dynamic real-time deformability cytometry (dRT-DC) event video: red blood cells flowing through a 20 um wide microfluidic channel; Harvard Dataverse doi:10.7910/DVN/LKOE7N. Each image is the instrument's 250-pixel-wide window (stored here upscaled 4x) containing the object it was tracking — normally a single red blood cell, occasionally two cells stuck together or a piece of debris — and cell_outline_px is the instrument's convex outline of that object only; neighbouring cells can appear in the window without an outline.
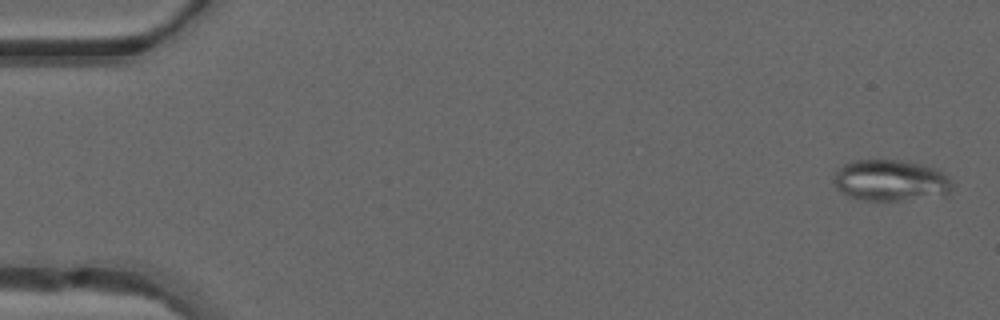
{"species": "common noctule bat (a hibernating species)", "species_latin": "Nyctalus noctula", "temperature_condition": "warm", "stored_images_in_passage": 49, "camera_frame_rate_fps": 3000, "um_per_image_px": 0.085, "animal": {"sex": "male", "forearm_length_mm": 52.5}, "frame": {"image": 1, "passage_image": 2, "time_ms": 0.333, "image_size_px": [1000, 320], "cell_outline_px": [[952, 188], [944, 196], [900, 200], [860, 200], [848, 196], [840, 192], [836, 188], [832, 180], [836, 172], [844, 164], [852, 160], [900, 160], [920, 164], [932, 168], [948, 176], [952, 184]], "centroid_in_image_um": [75.66, 15.35], "position_along_channel_um": 9.3, "area_um2": 28.5}}
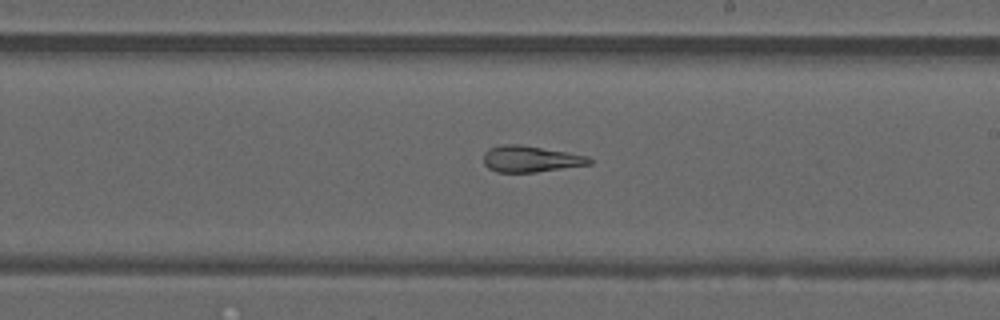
{"frame": {"image": 2, "passage_image": 29, "time_ms": 9.333, "image_size_px": [1000, 320], "cell_outline_px": [[592, 164], [536, 172], [496, 172], [488, 168], [484, 164], [484, 152], [488, 148], [504, 144], [520, 144], [568, 152], [588, 156], [592, 160]], "centroid_in_image_um": [45.09, 13.51], "position_along_channel_um": 243.9, "area_um2": 16.3}}
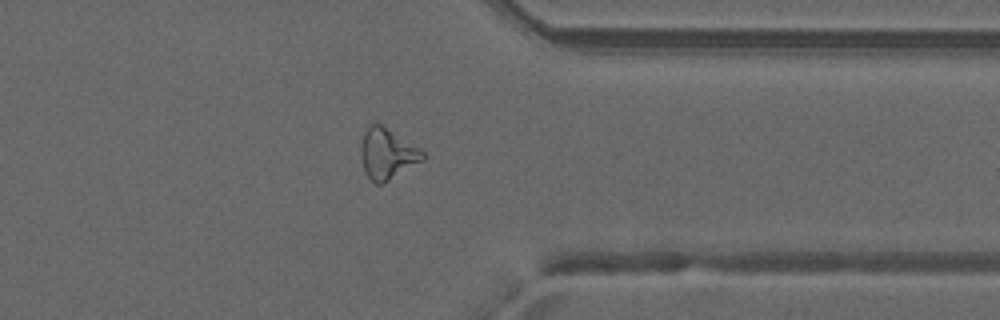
{"frame": {"image": 3, "passage_image": 39, "time_ms": 12.667, "image_size_px": [1000, 320], "cell_outline_px": [[428, 156], [424, 160], [388, 180], [380, 184], [376, 184], [364, 172], [360, 152], [360, 148], [364, 132], [368, 124], [380, 124], [420, 148]], "centroid_in_image_um": [32.91, 13.06], "position_along_channel_um": 378.5, "area_um2": 18.15}, "authors_computed_cell_mechanics": {"area_um2": 20.1144, "velocity_mm_per_s": 4.2232, "shape_relaxation_time_tau1_ms": null, "shape_relaxation_time_tau2_ms": 3.6637, "deformation_change_tau1": null, "deformation_change_tau2": 0.1242}}